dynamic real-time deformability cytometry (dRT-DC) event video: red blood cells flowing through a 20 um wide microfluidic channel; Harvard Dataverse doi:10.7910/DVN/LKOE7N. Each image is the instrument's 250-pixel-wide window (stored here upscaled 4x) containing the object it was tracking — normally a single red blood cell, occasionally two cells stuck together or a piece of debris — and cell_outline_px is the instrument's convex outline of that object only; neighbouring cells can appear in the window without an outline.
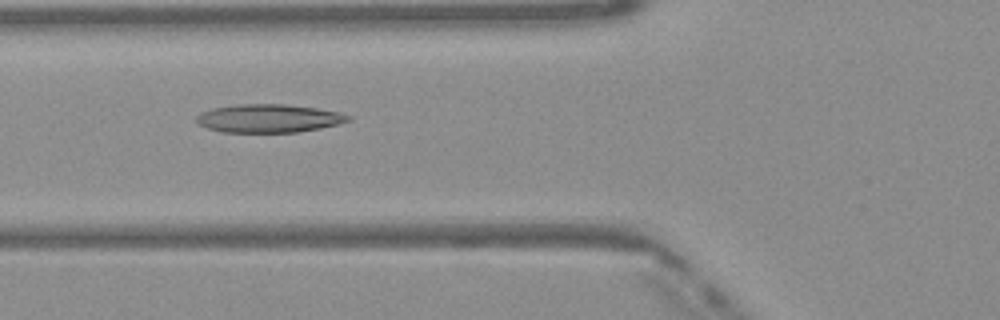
{"species": "Egyptian fruit bat (a non-hibernating species)", "species_latin": "Rousettus aegyptiacus", "temperature_condition": "warm", "stored_images_in_passage": 50, "camera_frame_rate_fps": 3000, "um_per_image_px": 0.085, "frame": {"image": 1, "passage_image": 19, "time_ms": 6.0, "image_size_px": [1000, 320], "cell_outline_px": [[352, 120], [340, 124], [320, 128], [296, 132], [224, 132], [208, 128], [200, 124], [196, 120], [196, 116], [200, 112], [212, 108], [236, 104], [288, 104], [316, 108], [336, 112], [352, 116]], "centroid_in_image_um": [22.85, 10.05], "position_along_channel_um": 102.9, "area_um2": 25.03}}
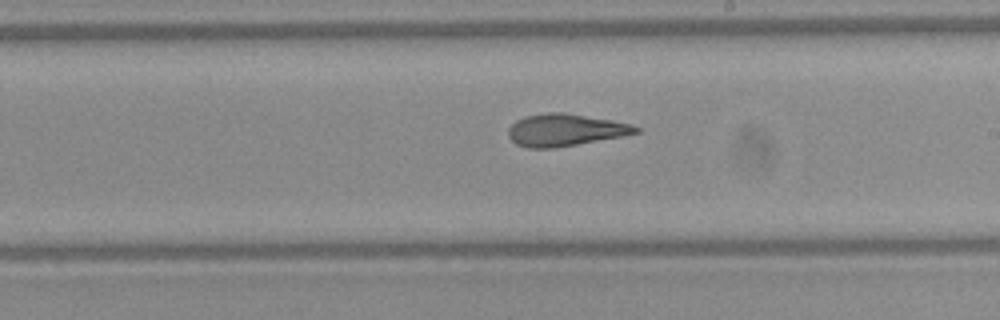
{"frame": {"image": 2, "passage_image": 29, "time_ms": 9.333, "image_size_px": [1000, 320], "cell_outline_px": [[640, 132], [624, 136], [552, 148], [528, 148], [516, 144], [508, 136], [508, 128], [516, 120], [524, 116], [544, 112], [560, 112], [632, 124], [640, 128]], "centroid_in_image_um": [48.0, 11.05], "position_along_channel_um": 241.0, "area_um2": 23.7}}
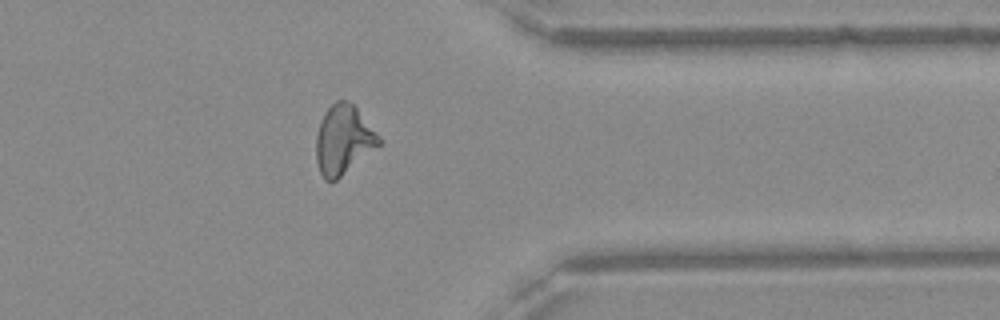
{"frame": {"image": 3, "passage_image": 40, "time_ms": 13.0, "image_size_px": [1000, 320], "cell_outline_px": [[384, 140], [380, 144], [336, 180], [324, 180], [320, 172], [316, 160], [316, 136], [324, 112], [336, 100], [344, 100], [352, 104], [356, 108]], "centroid_in_image_um": [29.19, 11.88], "position_along_channel_um": 382.2, "area_um2": 24.91}, "authors_computed_cell_mechanics": {"area_um2": 24.9407, "velocity_mm_per_s": 4.1199, "shape_relaxation_time_tau1_ms": null, "shape_relaxation_time_tau2_ms": 2.4665, "deformation_change_tau1": null, "deformation_change_tau2": 0.1304}}